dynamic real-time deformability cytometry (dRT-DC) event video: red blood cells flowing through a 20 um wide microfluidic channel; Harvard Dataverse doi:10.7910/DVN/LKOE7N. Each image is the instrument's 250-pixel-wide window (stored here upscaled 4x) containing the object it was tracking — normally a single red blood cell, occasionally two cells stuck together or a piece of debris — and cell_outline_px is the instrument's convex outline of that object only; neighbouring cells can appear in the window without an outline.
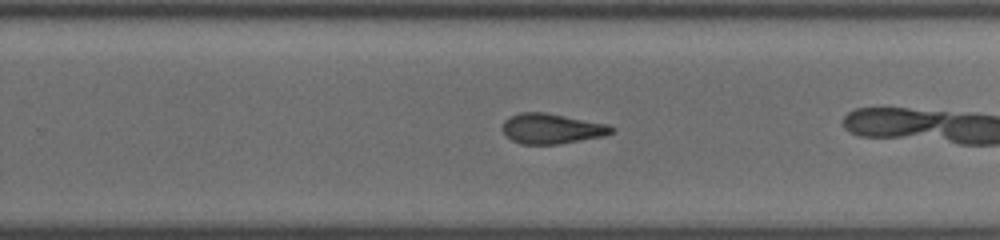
{"species": "common noctule bat (a hibernating species)", "species_latin": "Nyctalus noctula", "temperature_condition": "cold", "stored_images_in_passage": 26, "camera_frame_rate_fps": 3000, "um_per_image_px": 0.085, "animal": {"sex": "female", "body_mass_g": 19.5, "forearm_length_mm": 54.1}, "frame": {"image": 1, "passage_image": 19, "time_ms": 6.0, "image_size_px": [1000, 240], "cell_outline_px": [[616, 128], [612, 132], [604, 136], [560, 144], [520, 144], [512, 140], [504, 132], [504, 120], [520, 112], [544, 112], [608, 124]], "centroid_in_image_um": [46.93, 10.94], "position_along_channel_um": 282.9, "area_um2": 19.02}}
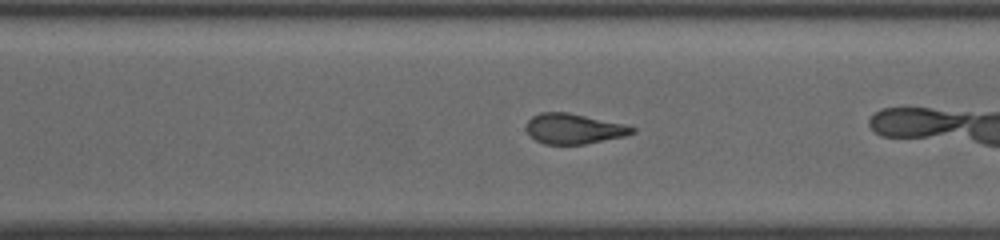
{"frame": {"image": 2, "passage_image": 22, "time_ms": 7.0, "image_size_px": [1000, 240], "cell_outline_px": [[636, 132], [624, 136], [584, 144], [544, 144], [536, 140], [524, 128], [528, 120], [532, 116], [540, 112], [568, 112], [624, 124], [636, 128]], "centroid_in_image_um": [48.75, 10.93], "position_along_channel_um": 321.8, "area_um2": 18.61}}